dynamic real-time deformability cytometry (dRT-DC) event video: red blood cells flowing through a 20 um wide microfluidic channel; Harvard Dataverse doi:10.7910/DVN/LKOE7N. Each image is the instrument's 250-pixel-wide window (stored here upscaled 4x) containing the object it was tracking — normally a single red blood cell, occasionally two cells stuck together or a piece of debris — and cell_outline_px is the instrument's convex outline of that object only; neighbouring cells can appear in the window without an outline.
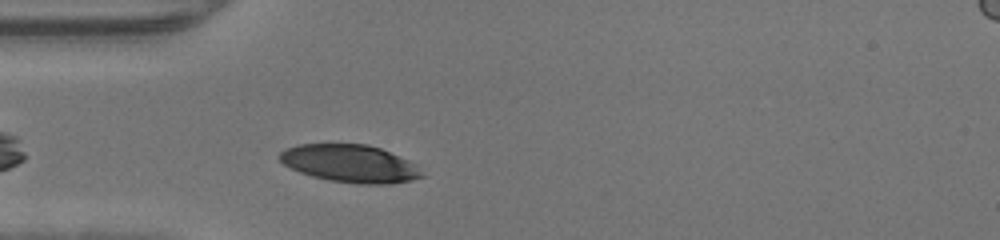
{"species": "human", "species_latin": "Homo sapiens", "temperature_condition": "warm", "stored_images_in_passage": 28, "camera_frame_rate_fps": 3000, "um_per_image_px": 0.085, "donor": {"sex": "male"}, "frame": {"image": 1, "passage_image": 4, "time_ms": 1.0, "image_size_px": [1000, 240], "cell_outline_px": [[424, 176], [412, 180], [388, 184], [356, 184], [328, 180], [312, 176], [300, 172], [284, 164], [276, 156], [284, 148], [296, 144], [368, 144], [380, 148], [408, 160], [416, 164]], "centroid_in_image_um": [29.72, 13.9], "position_along_channel_um": 55.3, "area_um2": 31.33}}
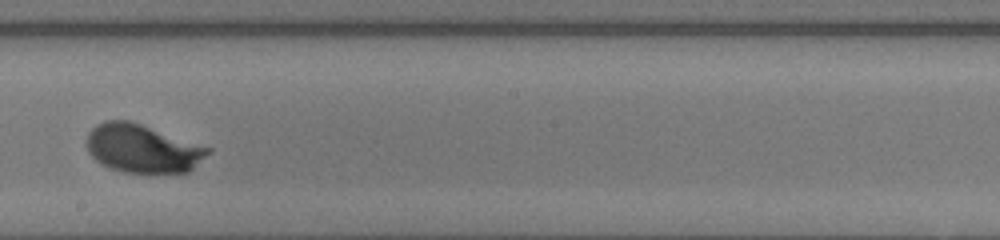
{"frame": {"image": 2, "passage_image": 17, "time_ms": 5.333, "image_size_px": [1000, 240], "cell_outline_px": [[212, 152], [188, 172], [124, 172], [108, 168], [100, 164], [88, 152], [88, 132], [96, 124], [104, 120], [128, 120], [212, 148]], "centroid_in_image_um": [12.11, 12.62], "position_along_channel_um": 236.1, "area_um2": 33.99}}
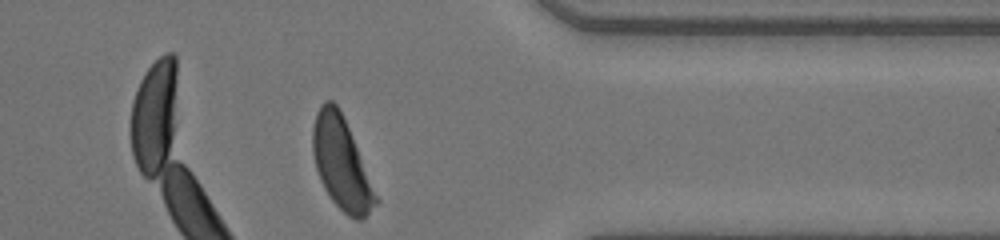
{"frame": {"image": 3, "passage_image": 28, "time_ms": 9.0, "image_size_px": [1000, 240], "cell_outline_px": [[380, 200], [360, 220], [356, 220], [348, 216], [332, 200], [324, 188], [320, 180], [316, 168], [312, 152], [312, 128], [316, 112], [320, 104], [324, 100], [332, 100], [336, 104], [348, 128]], "centroid_in_image_um": [28.99, 13.88], "position_along_channel_um": 382.4, "area_um2": 33.29}}